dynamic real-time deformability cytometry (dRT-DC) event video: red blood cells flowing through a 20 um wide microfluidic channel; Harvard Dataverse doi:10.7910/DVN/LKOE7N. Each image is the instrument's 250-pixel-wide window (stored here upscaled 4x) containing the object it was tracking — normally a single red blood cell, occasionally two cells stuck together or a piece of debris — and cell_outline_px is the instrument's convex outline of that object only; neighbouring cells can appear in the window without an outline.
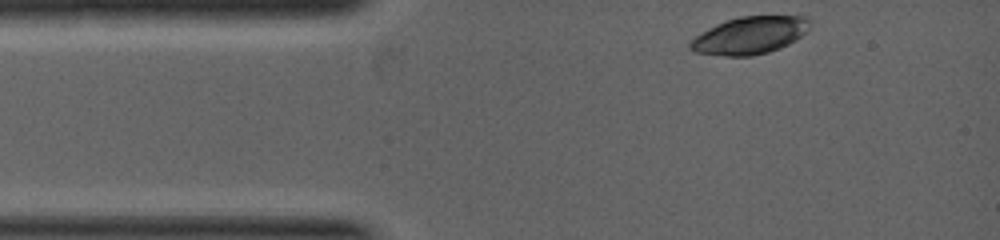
{"species": "common noctule bat (a hibernating species)", "species_latin": "Nyctalus noctula", "temperature_condition": "warm", "stored_images_in_passage": 5, "camera_frame_rate_fps": 5000, "um_per_image_px": 0.085, "animal": {"sex": "female", "body_mass_g": 19.0, "forearm_length_mm": 53.3}, "frame": {"image": 1, "passage_image": 1, "time_ms": 0.0, "image_size_px": [1000, 240], "cell_outline_px": [[812, 24], [796, 40], [780, 48], [768, 52], [752, 56], [724, 56], [692, 52], [688, 48], [688, 44], [696, 36], [708, 28], [716, 24], [740, 16], [804, 16], [812, 20]], "centroid_in_image_um": [63.72, 3.01], "position_along_channel_um": 21.3, "area_um2": 26.13}}
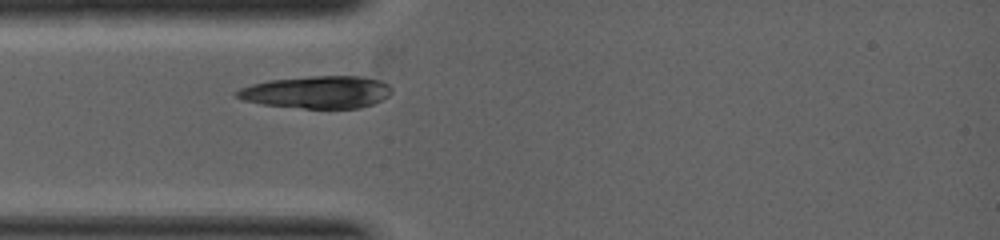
{"frame": {"image": 2, "passage_image": 5, "time_ms": 1.0, "image_size_px": [1000, 240], "cell_outline_px": [[392, 92], [388, 96], [372, 104], [360, 108], [304, 108], [264, 104], [244, 100], [236, 96], [236, 92], [240, 88], [252, 84], [268, 80], [312, 76], [364, 76], [380, 80], [388, 84], [392, 88]], "centroid_in_image_um": [26.99, 7.82], "position_along_channel_um": 58.0, "area_um2": 29.07}}